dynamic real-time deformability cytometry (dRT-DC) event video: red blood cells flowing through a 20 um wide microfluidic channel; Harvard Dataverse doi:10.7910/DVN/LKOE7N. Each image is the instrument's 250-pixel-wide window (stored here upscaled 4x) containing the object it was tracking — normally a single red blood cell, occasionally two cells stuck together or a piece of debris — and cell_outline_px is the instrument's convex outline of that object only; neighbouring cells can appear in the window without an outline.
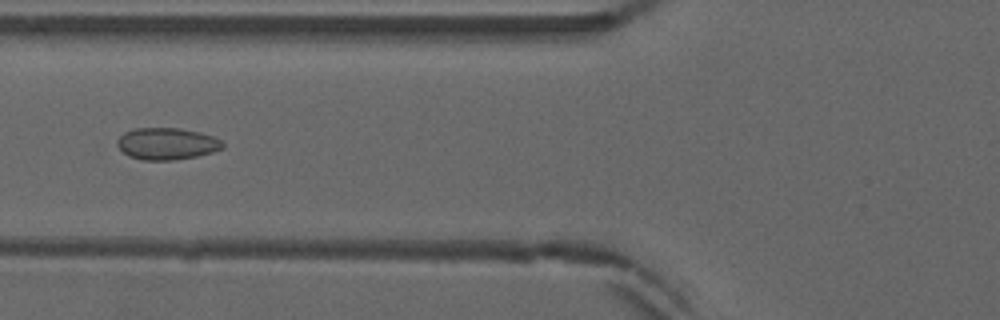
{"species": "common noctule bat (a hibernating species)", "species_latin": "Nyctalus noctula", "temperature_condition": "warm", "stored_images_in_passage": 52, "camera_frame_rate_fps": 3000, "um_per_image_px": 0.085, "animal": {"sex": "male", "forearm_length_mm": 52.5}, "frame": {"image": 1, "passage_image": 20, "time_ms": 6.333, "image_size_px": [1000, 320], "cell_outline_px": [[224, 148], [212, 152], [196, 156], [172, 160], [144, 160], [128, 156], [116, 144], [116, 140], [124, 132], [132, 128], [180, 128], [200, 132], [212, 136], [220, 140], [224, 144]], "centroid_in_image_um": [14.16, 12.21], "position_along_channel_um": 111.6, "area_um2": 19.59}}
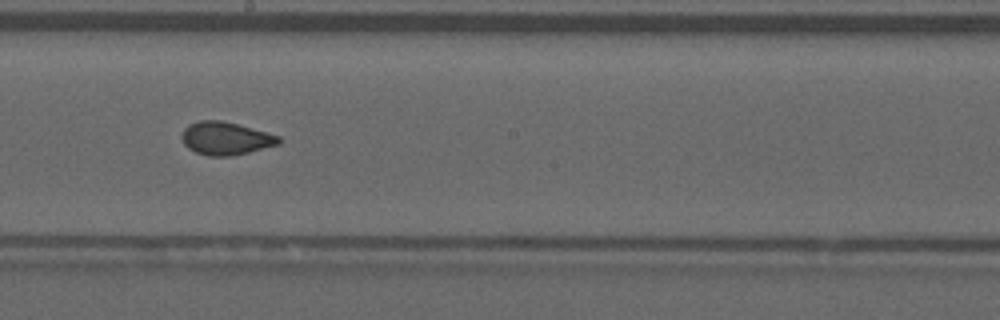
{"frame": {"image": 2, "passage_image": 29, "time_ms": 9.333, "image_size_px": [1000, 320], "cell_outline_px": [[280, 144], [232, 156], [208, 156], [196, 152], [188, 148], [184, 144], [180, 136], [184, 128], [188, 124], [200, 120], [220, 120], [236, 124], [280, 136]], "centroid_in_image_um": [19.14, 11.76], "position_along_channel_um": 229.1, "area_um2": 18.55}}
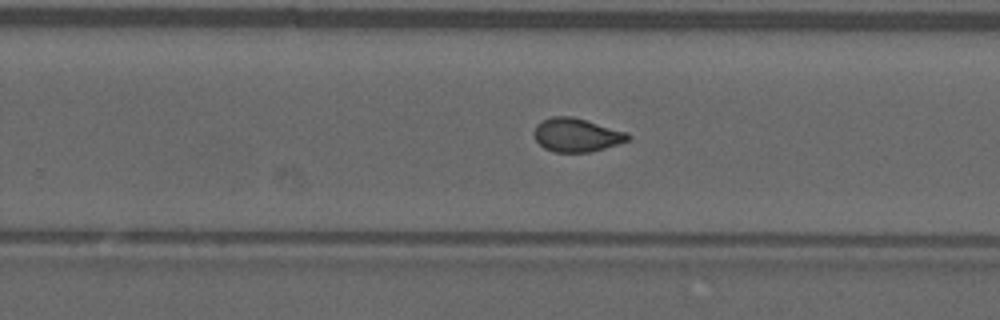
{"frame": {"image": 3, "passage_image": 33, "time_ms": 10.667, "image_size_px": [1000, 320], "cell_outline_px": [[632, 136], [628, 140], [592, 152], [556, 152], [544, 148], [536, 140], [532, 132], [536, 124], [540, 120], [552, 116], [572, 116], [628, 132]], "centroid_in_image_um": [48.98, 11.46], "position_along_channel_um": 280.8, "area_um2": 18.5}, "authors_computed_cell_mechanics": {"area_um2": 18.5538, "velocity_mm_per_s": 3.9136, "shape_relaxation_time_tau1_ms": null, "shape_relaxation_time_tau2_ms": 0.7662, "deformation_change_tau1": null, "deformation_change_tau2": 0.0429}}